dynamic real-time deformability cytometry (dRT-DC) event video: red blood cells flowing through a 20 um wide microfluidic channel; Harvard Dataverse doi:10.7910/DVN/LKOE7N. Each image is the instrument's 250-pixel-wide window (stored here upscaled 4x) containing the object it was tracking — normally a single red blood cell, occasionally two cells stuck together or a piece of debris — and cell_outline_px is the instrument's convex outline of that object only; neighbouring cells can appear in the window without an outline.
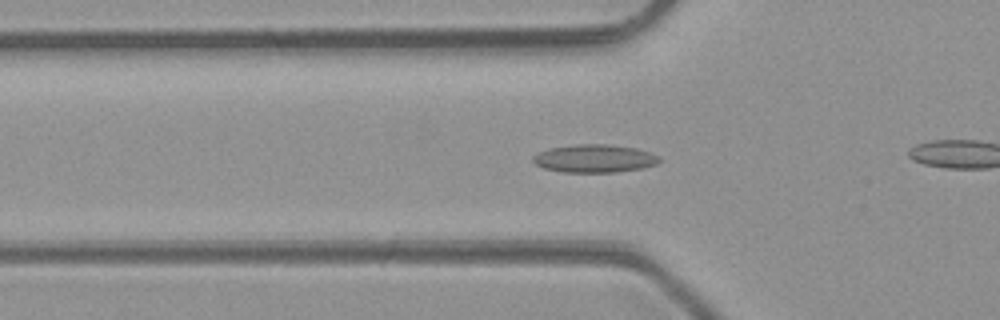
{"species": "common noctule bat (a hibernating species)", "species_latin": "Nyctalus noctula", "temperature_condition": "room temperature", "stored_images_in_passage": 35, "camera_frame_rate_fps": 3000, "um_per_image_px": 0.085, "animal": {"sex": "male", "body_mass_g": 23.1, "forearm_length_mm": 52.7}, "frame": {"image": 1, "passage_image": 12, "time_ms": 3.667, "image_size_px": [1000, 320], "cell_outline_px": [[660, 160], [656, 164], [640, 168], [616, 172], [564, 172], [544, 168], [536, 164], [532, 160], [532, 156], [548, 148], [576, 144], [608, 144], [636, 148], [660, 156]], "centroid_in_image_um": [50.51, 13.46], "position_along_channel_um": 75.3, "area_um2": 20.52}}
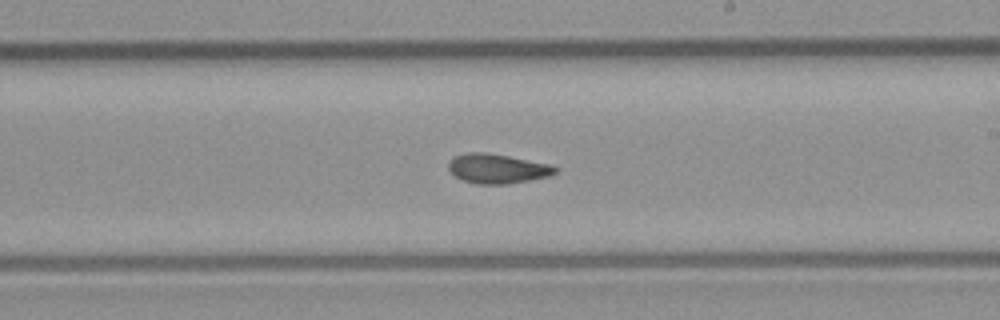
{"frame": {"image": 2, "passage_image": 24, "time_ms": 7.667, "image_size_px": [1000, 320], "cell_outline_px": [[560, 168], [556, 172], [548, 176], [508, 184], [476, 184], [464, 180], [456, 176], [448, 168], [448, 160], [452, 156], [468, 152], [484, 152], [508, 156], [552, 164]], "centroid_in_image_um": [42.27, 14.32], "position_along_channel_um": 246.7, "area_um2": 18.44}}
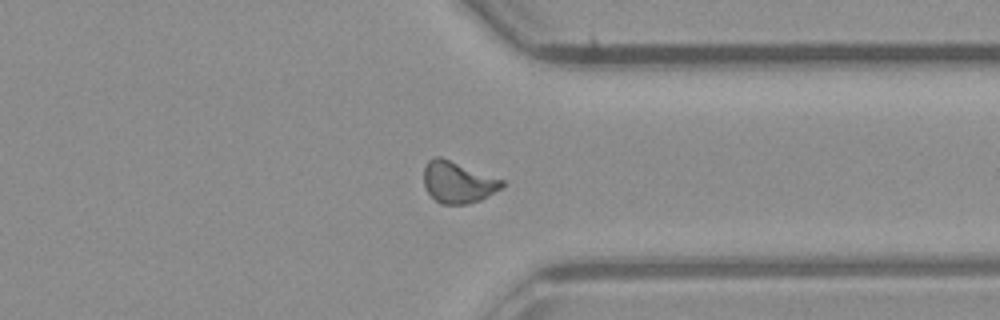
{"frame": {"image": 3, "passage_image": 33, "time_ms": 10.667, "image_size_px": [1000, 320], "cell_outline_px": [[504, 184], [500, 188], [480, 200], [468, 204], [440, 204], [424, 188], [424, 168], [428, 160], [436, 156], [440, 156], [504, 180]], "centroid_in_image_um": [38.89, 15.48], "position_along_channel_um": 372.5, "area_um2": 18.79}}